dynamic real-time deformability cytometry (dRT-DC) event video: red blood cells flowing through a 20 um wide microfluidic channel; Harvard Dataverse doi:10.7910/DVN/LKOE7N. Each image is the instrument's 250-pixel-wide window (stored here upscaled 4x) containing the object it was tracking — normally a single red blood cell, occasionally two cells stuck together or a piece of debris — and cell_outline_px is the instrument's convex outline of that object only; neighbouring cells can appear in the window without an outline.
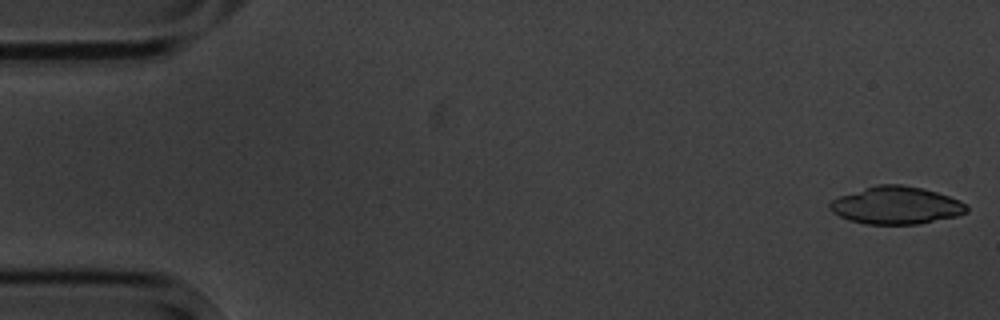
{"species": "common noctule bat (a hibernating species)", "species_latin": "Nyctalus noctula", "temperature_condition": "cold", "stored_images_in_passage": 5, "camera_frame_rate_fps": 3000, "um_per_image_px": 0.085, "animal": {"sex": "male", "body_mass_g": 20.1, "forearm_length_mm": 53.5}, "frame": {"image": 1, "passage_image": 1, "time_ms": 0.0, "image_size_px": [1000, 320], "cell_outline_px": [[968, 212], [956, 216], [920, 224], [864, 224], [848, 220], [832, 212], [828, 208], [828, 204], [832, 200], [840, 196], [876, 184], [900, 184], [924, 188], [960, 200], [968, 208]], "centroid_in_image_um": [76.16, 17.46], "position_along_channel_um": 8.8, "area_um2": 30.0}}